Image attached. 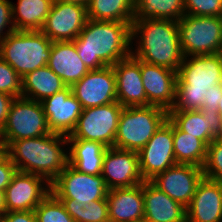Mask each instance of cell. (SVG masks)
<instances>
[{"label": "cell", "instance_id": "1", "mask_svg": "<svg viewBox=\"0 0 222 222\" xmlns=\"http://www.w3.org/2000/svg\"><path fill=\"white\" fill-rule=\"evenodd\" d=\"M222 97V53L184 57L177 71L175 103L169 111L218 110Z\"/></svg>", "mask_w": 222, "mask_h": 222}, {"label": "cell", "instance_id": "2", "mask_svg": "<svg viewBox=\"0 0 222 222\" xmlns=\"http://www.w3.org/2000/svg\"><path fill=\"white\" fill-rule=\"evenodd\" d=\"M131 42L132 22L91 19H87L74 40L78 55L89 70L113 66L132 55Z\"/></svg>", "mask_w": 222, "mask_h": 222}, {"label": "cell", "instance_id": "3", "mask_svg": "<svg viewBox=\"0 0 222 222\" xmlns=\"http://www.w3.org/2000/svg\"><path fill=\"white\" fill-rule=\"evenodd\" d=\"M64 144H68L67 136L50 133L12 141L4 153L17 171L40 175L51 183L68 165V155L61 148Z\"/></svg>", "mask_w": 222, "mask_h": 222}, {"label": "cell", "instance_id": "4", "mask_svg": "<svg viewBox=\"0 0 222 222\" xmlns=\"http://www.w3.org/2000/svg\"><path fill=\"white\" fill-rule=\"evenodd\" d=\"M139 35L136 52L132 55L149 64L178 71L183 54L180 48L178 21L145 19L132 22V40Z\"/></svg>", "mask_w": 222, "mask_h": 222}, {"label": "cell", "instance_id": "5", "mask_svg": "<svg viewBox=\"0 0 222 222\" xmlns=\"http://www.w3.org/2000/svg\"><path fill=\"white\" fill-rule=\"evenodd\" d=\"M52 41L42 31H13L0 42V57L22 78L49 62Z\"/></svg>", "mask_w": 222, "mask_h": 222}, {"label": "cell", "instance_id": "6", "mask_svg": "<svg viewBox=\"0 0 222 222\" xmlns=\"http://www.w3.org/2000/svg\"><path fill=\"white\" fill-rule=\"evenodd\" d=\"M168 119V111L155 105L123 107L114 147L138 152Z\"/></svg>", "mask_w": 222, "mask_h": 222}, {"label": "cell", "instance_id": "7", "mask_svg": "<svg viewBox=\"0 0 222 222\" xmlns=\"http://www.w3.org/2000/svg\"><path fill=\"white\" fill-rule=\"evenodd\" d=\"M178 31L184 57L222 53L220 17L185 14L178 21Z\"/></svg>", "mask_w": 222, "mask_h": 222}, {"label": "cell", "instance_id": "8", "mask_svg": "<svg viewBox=\"0 0 222 222\" xmlns=\"http://www.w3.org/2000/svg\"><path fill=\"white\" fill-rule=\"evenodd\" d=\"M52 133L41 102L24 97L14 98L6 123L0 131V146L5 149L12 141L36 138Z\"/></svg>", "mask_w": 222, "mask_h": 222}, {"label": "cell", "instance_id": "9", "mask_svg": "<svg viewBox=\"0 0 222 222\" xmlns=\"http://www.w3.org/2000/svg\"><path fill=\"white\" fill-rule=\"evenodd\" d=\"M51 192L69 207H84L86 203L107 200V187L102 175H91L68 164L51 182Z\"/></svg>", "mask_w": 222, "mask_h": 222}, {"label": "cell", "instance_id": "10", "mask_svg": "<svg viewBox=\"0 0 222 222\" xmlns=\"http://www.w3.org/2000/svg\"><path fill=\"white\" fill-rule=\"evenodd\" d=\"M122 109L118 102L83 109L74 131L67 139L96 141L107 148L114 147Z\"/></svg>", "mask_w": 222, "mask_h": 222}, {"label": "cell", "instance_id": "11", "mask_svg": "<svg viewBox=\"0 0 222 222\" xmlns=\"http://www.w3.org/2000/svg\"><path fill=\"white\" fill-rule=\"evenodd\" d=\"M137 153L144 181H150L177 164L174 156L173 122L168 118Z\"/></svg>", "mask_w": 222, "mask_h": 222}, {"label": "cell", "instance_id": "12", "mask_svg": "<svg viewBox=\"0 0 222 222\" xmlns=\"http://www.w3.org/2000/svg\"><path fill=\"white\" fill-rule=\"evenodd\" d=\"M44 184L45 186H42ZM50 192L51 183L46 178L17 171L4 190L6 210L7 212L33 211Z\"/></svg>", "mask_w": 222, "mask_h": 222}, {"label": "cell", "instance_id": "13", "mask_svg": "<svg viewBox=\"0 0 222 222\" xmlns=\"http://www.w3.org/2000/svg\"><path fill=\"white\" fill-rule=\"evenodd\" d=\"M204 177L201 167L177 163L157 174L150 182L170 198L187 208Z\"/></svg>", "mask_w": 222, "mask_h": 222}, {"label": "cell", "instance_id": "14", "mask_svg": "<svg viewBox=\"0 0 222 222\" xmlns=\"http://www.w3.org/2000/svg\"><path fill=\"white\" fill-rule=\"evenodd\" d=\"M87 7L54 0L41 31L52 41H74L87 21Z\"/></svg>", "mask_w": 222, "mask_h": 222}, {"label": "cell", "instance_id": "15", "mask_svg": "<svg viewBox=\"0 0 222 222\" xmlns=\"http://www.w3.org/2000/svg\"><path fill=\"white\" fill-rule=\"evenodd\" d=\"M71 89L83 109L117 102L113 66L90 70L81 80L74 83Z\"/></svg>", "mask_w": 222, "mask_h": 222}, {"label": "cell", "instance_id": "16", "mask_svg": "<svg viewBox=\"0 0 222 222\" xmlns=\"http://www.w3.org/2000/svg\"><path fill=\"white\" fill-rule=\"evenodd\" d=\"M101 175L109 190L134 187L144 182L138 153L116 147L107 148Z\"/></svg>", "mask_w": 222, "mask_h": 222}, {"label": "cell", "instance_id": "17", "mask_svg": "<svg viewBox=\"0 0 222 222\" xmlns=\"http://www.w3.org/2000/svg\"><path fill=\"white\" fill-rule=\"evenodd\" d=\"M47 124L52 133L69 136L83 112L81 103L72 94L71 86L41 101Z\"/></svg>", "mask_w": 222, "mask_h": 222}, {"label": "cell", "instance_id": "18", "mask_svg": "<svg viewBox=\"0 0 222 222\" xmlns=\"http://www.w3.org/2000/svg\"><path fill=\"white\" fill-rule=\"evenodd\" d=\"M143 86L149 105L159 106L167 111L175 103L177 72L140 60Z\"/></svg>", "mask_w": 222, "mask_h": 222}, {"label": "cell", "instance_id": "19", "mask_svg": "<svg viewBox=\"0 0 222 222\" xmlns=\"http://www.w3.org/2000/svg\"><path fill=\"white\" fill-rule=\"evenodd\" d=\"M117 102L123 107L148 106L142 82L140 60L133 55L113 65Z\"/></svg>", "mask_w": 222, "mask_h": 222}, {"label": "cell", "instance_id": "20", "mask_svg": "<svg viewBox=\"0 0 222 222\" xmlns=\"http://www.w3.org/2000/svg\"><path fill=\"white\" fill-rule=\"evenodd\" d=\"M168 118L181 131L200 139L206 146L222 138V120L217 110L168 111Z\"/></svg>", "mask_w": 222, "mask_h": 222}, {"label": "cell", "instance_id": "21", "mask_svg": "<svg viewBox=\"0 0 222 222\" xmlns=\"http://www.w3.org/2000/svg\"><path fill=\"white\" fill-rule=\"evenodd\" d=\"M186 213L187 222H222V183L203 177Z\"/></svg>", "mask_w": 222, "mask_h": 222}, {"label": "cell", "instance_id": "22", "mask_svg": "<svg viewBox=\"0 0 222 222\" xmlns=\"http://www.w3.org/2000/svg\"><path fill=\"white\" fill-rule=\"evenodd\" d=\"M110 222H144L143 183L107 193Z\"/></svg>", "mask_w": 222, "mask_h": 222}, {"label": "cell", "instance_id": "23", "mask_svg": "<svg viewBox=\"0 0 222 222\" xmlns=\"http://www.w3.org/2000/svg\"><path fill=\"white\" fill-rule=\"evenodd\" d=\"M143 200L144 222H187L186 208L150 181L143 182Z\"/></svg>", "mask_w": 222, "mask_h": 222}, {"label": "cell", "instance_id": "24", "mask_svg": "<svg viewBox=\"0 0 222 222\" xmlns=\"http://www.w3.org/2000/svg\"><path fill=\"white\" fill-rule=\"evenodd\" d=\"M47 66L67 86H72L90 71L80 59L74 41L53 42Z\"/></svg>", "mask_w": 222, "mask_h": 222}, {"label": "cell", "instance_id": "25", "mask_svg": "<svg viewBox=\"0 0 222 222\" xmlns=\"http://www.w3.org/2000/svg\"><path fill=\"white\" fill-rule=\"evenodd\" d=\"M69 147L68 164L76 170L91 174L101 175L102 165L107 147L96 141L84 139H67Z\"/></svg>", "mask_w": 222, "mask_h": 222}, {"label": "cell", "instance_id": "26", "mask_svg": "<svg viewBox=\"0 0 222 222\" xmlns=\"http://www.w3.org/2000/svg\"><path fill=\"white\" fill-rule=\"evenodd\" d=\"M66 87L63 80L47 65L22 77V97L38 102Z\"/></svg>", "mask_w": 222, "mask_h": 222}, {"label": "cell", "instance_id": "27", "mask_svg": "<svg viewBox=\"0 0 222 222\" xmlns=\"http://www.w3.org/2000/svg\"><path fill=\"white\" fill-rule=\"evenodd\" d=\"M54 0H18L13 5V23L17 31H41Z\"/></svg>", "mask_w": 222, "mask_h": 222}, {"label": "cell", "instance_id": "28", "mask_svg": "<svg viewBox=\"0 0 222 222\" xmlns=\"http://www.w3.org/2000/svg\"><path fill=\"white\" fill-rule=\"evenodd\" d=\"M184 15V0H134L133 21L145 19L179 21Z\"/></svg>", "mask_w": 222, "mask_h": 222}, {"label": "cell", "instance_id": "29", "mask_svg": "<svg viewBox=\"0 0 222 222\" xmlns=\"http://www.w3.org/2000/svg\"><path fill=\"white\" fill-rule=\"evenodd\" d=\"M87 17L96 21L133 22L134 0H90Z\"/></svg>", "mask_w": 222, "mask_h": 222}, {"label": "cell", "instance_id": "30", "mask_svg": "<svg viewBox=\"0 0 222 222\" xmlns=\"http://www.w3.org/2000/svg\"><path fill=\"white\" fill-rule=\"evenodd\" d=\"M174 156L177 163L203 167L207 146L194 136L181 131L173 123Z\"/></svg>", "mask_w": 222, "mask_h": 222}, {"label": "cell", "instance_id": "31", "mask_svg": "<svg viewBox=\"0 0 222 222\" xmlns=\"http://www.w3.org/2000/svg\"><path fill=\"white\" fill-rule=\"evenodd\" d=\"M37 222H75L69 206L52 192L34 209Z\"/></svg>", "mask_w": 222, "mask_h": 222}, {"label": "cell", "instance_id": "32", "mask_svg": "<svg viewBox=\"0 0 222 222\" xmlns=\"http://www.w3.org/2000/svg\"><path fill=\"white\" fill-rule=\"evenodd\" d=\"M75 222H110L107 200L86 203L84 207H69Z\"/></svg>", "mask_w": 222, "mask_h": 222}, {"label": "cell", "instance_id": "33", "mask_svg": "<svg viewBox=\"0 0 222 222\" xmlns=\"http://www.w3.org/2000/svg\"><path fill=\"white\" fill-rule=\"evenodd\" d=\"M202 170L204 177L222 183V138L214 139L207 146Z\"/></svg>", "mask_w": 222, "mask_h": 222}, {"label": "cell", "instance_id": "34", "mask_svg": "<svg viewBox=\"0 0 222 222\" xmlns=\"http://www.w3.org/2000/svg\"><path fill=\"white\" fill-rule=\"evenodd\" d=\"M0 92L14 98L22 97V78L5 60L0 57Z\"/></svg>", "mask_w": 222, "mask_h": 222}, {"label": "cell", "instance_id": "35", "mask_svg": "<svg viewBox=\"0 0 222 222\" xmlns=\"http://www.w3.org/2000/svg\"><path fill=\"white\" fill-rule=\"evenodd\" d=\"M184 10L187 15L220 17L222 0H184Z\"/></svg>", "mask_w": 222, "mask_h": 222}, {"label": "cell", "instance_id": "36", "mask_svg": "<svg viewBox=\"0 0 222 222\" xmlns=\"http://www.w3.org/2000/svg\"><path fill=\"white\" fill-rule=\"evenodd\" d=\"M13 4L8 0H0V42H2L11 32L15 31L13 21ZM11 25L8 27L7 33L3 34V29L6 28L7 25ZM2 34V35H1ZM4 35V36H3Z\"/></svg>", "mask_w": 222, "mask_h": 222}, {"label": "cell", "instance_id": "37", "mask_svg": "<svg viewBox=\"0 0 222 222\" xmlns=\"http://www.w3.org/2000/svg\"><path fill=\"white\" fill-rule=\"evenodd\" d=\"M16 172V166L13 164L11 159L3 153L0 156V191H4L11 183L12 177Z\"/></svg>", "mask_w": 222, "mask_h": 222}, {"label": "cell", "instance_id": "38", "mask_svg": "<svg viewBox=\"0 0 222 222\" xmlns=\"http://www.w3.org/2000/svg\"><path fill=\"white\" fill-rule=\"evenodd\" d=\"M0 222H37L36 215L33 211H16L6 212L0 216Z\"/></svg>", "mask_w": 222, "mask_h": 222}, {"label": "cell", "instance_id": "39", "mask_svg": "<svg viewBox=\"0 0 222 222\" xmlns=\"http://www.w3.org/2000/svg\"><path fill=\"white\" fill-rule=\"evenodd\" d=\"M14 97L0 92V131L3 129Z\"/></svg>", "mask_w": 222, "mask_h": 222}, {"label": "cell", "instance_id": "40", "mask_svg": "<svg viewBox=\"0 0 222 222\" xmlns=\"http://www.w3.org/2000/svg\"><path fill=\"white\" fill-rule=\"evenodd\" d=\"M6 212L5 194L4 191H0V216H3Z\"/></svg>", "mask_w": 222, "mask_h": 222}, {"label": "cell", "instance_id": "41", "mask_svg": "<svg viewBox=\"0 0 222 222\" xmlns=\"http://www.w3.org/2000/svg\"><path fill=\"white\" fill-rule=\"evenodd\" d=\"M61 2H69V3H76V4H80L83 6H88L90 0H59Z\"/></svg>", "mask_w": 222, "mask_h": 222}, {"label": "cell", "instance_id": "42", "mask_svg": "<svg viewBox=\"0 0 222 222\" xmlns=\"http://www.w3.org/2000/svg\"><path fill=\"white\" fill-rule=\"evenodd\" d=\"M217 111H218V114H219V116H220V118L222 120V97L220 99V103L218 105V110Z\"/></svg>", "mask_w": 222, "mask_h": 222}, {"label": "cell", "instance_id": "43", "mask_svg": "<svg viewBox=\"0 0 222 222\" xmlns=\"http://www.w3.org/2000/svg\"><path fill=\"white\" fill-rule=\"evenodd\" d=\"M4 153V149L0 146V156Z\"/></svg>", "mask_w": 222, "mask_h": 222}]
</instances>
